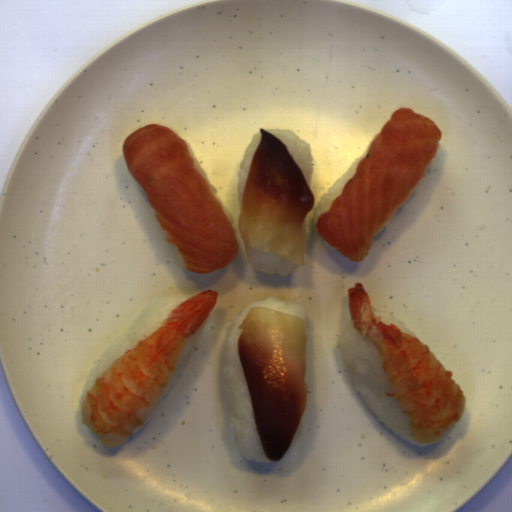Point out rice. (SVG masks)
Returning a JSON list of instances; mask_svg holds the SVG:
<instances>
[{"label": "rice", "mask_w": 512, "mask_h": 512, "mask_svg": "<svg viewBox=\"0 0 512 512\" xmlns=\"http://www.w3.org/2000/svg\"><path fill=\"white\" fill-rule=\"evenodd\" d=\"M261 140V132L253 135L252 141L246 148L237 172V208L240 214L243 200V192L253 157Z\"/></svg>", "instance_id": "7"}, {"label": "rice", "mask_w": 512, "mask_h": 512, "mask_svg": "<svg viewBox=\"0 0 512 512\" xmlns=\"http://www.w3.org/2000/svg\"><path fill=\"white\" fill-rule=\"evenodd\" d=\"M185 142H186V144L188 146V149H189V152H190V154L192 156L194 164L196 165V167L199 169V171L202 173L203 177L207 181V183H208L212 193L216 196L218 190L216 189V187L214 185L211 184L210 179H209L205 169L203 168L202 164L200 163L199 159L197 158L193 148L190 146V144L187 141H185Z\"/></svg>", "instance_id": "9"}, {"label": "rice", "mask_w": 512, "mask_h": 512, "mask_svg": "<svg viewBox=\"0 0 512 512\" xmlns=\"http://www.w3.org/2000/svg\"><path fill=\"white\" fill-rule=\"evenodd\" d=\"M263 130L273 134L282 141L294 159L301 168L310 188L312 186V171L314 167L313 152L311 145L297 135L290 128H264Z\"/></svg>", "instance_id": "4"}, {"label": "rice", "mask_w": 512, "mask_h": 512, "mask_svg": "<svg viewBox=\"0 0 512 512\" xmlns=\"http://www.w3.org/2000/svg\"><path fill=\"white\" fill-rule=\"evenodd\" d=\"M305 417H306V412H305V410H304V414H303V416H302V418H301V420H300V423H299V425H298V427H297V430H296V432H295V434H294V437H293L292 441H294L295 439H297L298 437H300V435H301V433H302V431H303V428H304V424H305Z\"/></svg>", "instance_id": "10"}, {"label": "rice", "mask_w": 512, "mask_h": 512, "mask_svg": "<svg viewBox=\"0 0 512 512\" xmlns=\"http://www.w3.org/2000/svg\"><path fill=\"white\" fill-rule=\"evenodd\" d=\"M193 295H174V294H162L156 297H152L147 301L129 327L122 332L114 341H112L94 365L91 367L86 381L81 389L77 409L75 413L77 432L80 439L84 440L94 451V453L101 456H113L121 452L124 447L132 440L137 438L143 433L152 419L155 417L159 407L161 406L165 396L176 383L178 378L181 376L192 349L199 338L201 332L206 326L211 312L193 335L187 336L183 342L179 357L173 369V372L168 379L167 383L160 392L156 403L152 409L149 418L145 423L126 441L118 446L107 447L104 446L95 436V434L83 423L81 412L84 403L85 396L88 390L93 386L95 380L100 377L110 364L121 356L124 352L136 345L138 340H144L152 333L157 331L167 320L169 313L179 304L187 300Z\"/></svg>", "instance_id": "1"}, {"label": "rice", "mask_w": 512, "mask_h": 512, "mask_svg": "<svg viewBox=\"0 0 512 512\" xmlns=\"http://www.w3.org/2000/svg\"><path fill=\"white\" fill-rule=\"evenodd\" d=\"M339 349L353 388L375 417L395 435L423 447L439 443L455 430L457 422L433 442L419 443L412 439L409 422L398 401L386 396V393L392 394L393 390L383 370L380 355L371 339L367 336L362 338L354 328L351 316L339 335Z\"/></svg>", "instance_id": "2"}, {"label": "rice", "mask_w": 512, "mask_h": 512, "mask_svg": "<svg viewBox=\"0 0 512 512\" xmlns=\"http://www.w3.org/2000/svg\"><path fill=\"white\" fill-rule=\"evenodd\" d=\"M251 307H269L277 311L297 315L306 321L307 309L295 300L267 297L248 303L232 319L224 338L221 371L231 421L233 439L238 453L247 461L269 464L264 453L256 426L254 412L243 370L237 355V342L242 329H238Z\"/></svg>", "instance_id": "3"}, {"label": "rice", "mask_w": 512, "mask_h": 512, "mask_svg": "<svg viewBox=\"0 0 512 512\" xmlns=\"http://www.w3.org/2000/svg\"><path fill=\"white\" fill-rule=\"evenodd\" d=\"M307 226H308V212L306 213L303 224H302L304 235H307Z\"/></svg>", "instance_id": "11"}, {"label": "rice", "mask_w": 512, "mask_h": 512, "mask_svg": "<svg viewBox=\"0 0 512 512\" xmlns=\"http://www.w3.org/2000/svg\"><path fill=\"white\" fill-rule=\"evenodd\" d=\"M245 256L249 265L259 272H266L269 275L278 274L289 276L300 264L291 262L285 258H279L269 253L255 251L245 245Z\"/></svg>", "instance_id": "5"}, {"label": "rice", "mask_w": 512, "mask_h": 512, "mask_svg": "<svg viewBox=\"0 0 512 512\" xmlns=\"http://www.w3.org/2000/svg\"><path fill=\"white\" fill-rule=\"evenodd\" d=\"M371 311L377 321H381L386 325L394 324L395 326H397L398 328L401 329L402 333H409V334L417 337L414 334V332L402 320L398 319L397 317L389 314L388 312H386L384 310L376 308L373 305H371Z\"/></svg>", "instance_id": "8"}, {"label": "rice", "mask_w": 512, "mask_h": 512, "mask_svg": "<svg viewBox=\"0 0 512 512\" xmlns=\"http://www.w3.org/2000/svg\"><path fill=\"white\" fill-rule=\"evenodd\" d=\"M369 147L363 151L357 159L350 165V167L334 182V184L327 189L322 195L318 204L313 209L312 217L316 228V222L319 216L328 210L335 198L343 191L344 185L355 173L356 166L360 160L368 153Z\"/></svg>", "instance_id": "6"}]
</instances>
